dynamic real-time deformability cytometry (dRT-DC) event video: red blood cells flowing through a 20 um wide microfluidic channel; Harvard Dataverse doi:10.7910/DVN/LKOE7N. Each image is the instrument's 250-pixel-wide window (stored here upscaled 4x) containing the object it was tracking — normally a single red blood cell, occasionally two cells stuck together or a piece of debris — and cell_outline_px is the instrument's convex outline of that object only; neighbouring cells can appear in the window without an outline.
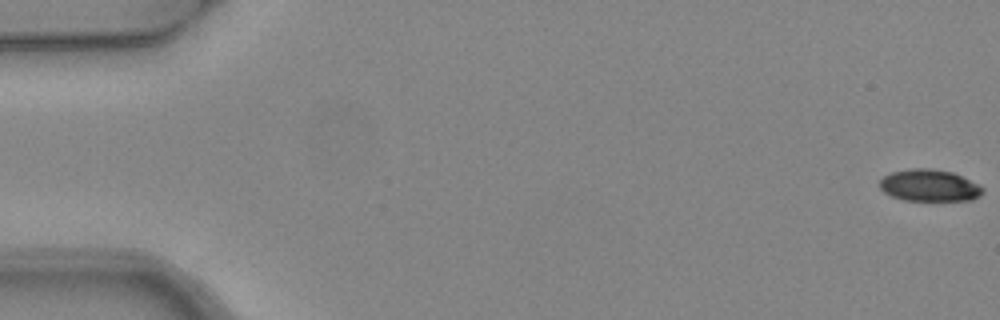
{"species": "common noctule bat (a hibernating species)", "species_latin": "Nyctalus noctula", "temperature_condition": "warm", "stored_images_in_passage": 5, "camera_frame_rate_fps": 3000, "um_per_image_px": 0.085, "animal": {"sex": "female", "body_mass_g": 24.6, "forearm_length_mm": 56.2}, "frame": {"image": 1, "passage_image": 1, "time_ms": 0.0, "image_size_px": [1000, 320], "cell_outline_px": [[984, 192], [980, 196], [972, 200], [904, 200], [892, 196], [884, 192], [880, 188], [880, 180], [884, 176], [892, 172], [912, 168], [928, 168], [952, 172], [980, 184], [984, 188]], "centroid_in_image_um": [79.03, 15.76], "position_along_channel_um": 6.0, "area_um2": 19.13}}
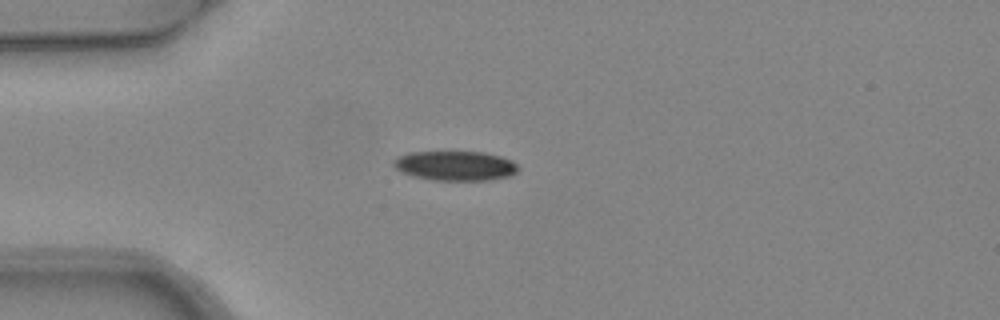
{"frame": {"image": 2, "passage_image": 5, "time_ms": 1.333, "image_size_px": [1000, 320], "cell_outline_px": [[520, 168], [512, 176], [492, 180], [432, 180], [412, 176], [400, 172], [392, 164], [392, 160], [396, 156], [408, 152], [484, 152], [500, 156], [512, 160]], "centroid_in_image_um": [38.68, 14.09], "position_along_channel_um": 46.3, "area_um2": 21.85}}